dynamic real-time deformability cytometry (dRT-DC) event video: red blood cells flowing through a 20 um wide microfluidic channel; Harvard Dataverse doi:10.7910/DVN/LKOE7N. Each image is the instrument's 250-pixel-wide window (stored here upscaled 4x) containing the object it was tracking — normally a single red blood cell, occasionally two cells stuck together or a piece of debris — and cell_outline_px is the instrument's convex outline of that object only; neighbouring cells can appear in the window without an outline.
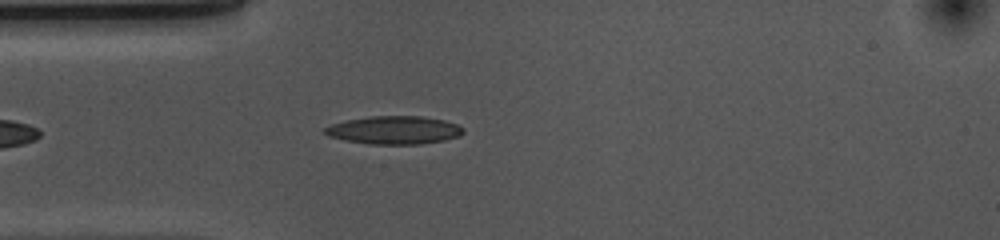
{"species": "common noctule bat (a hibernating species)", "species_latin": "Nyctalus noctula", "temperature_condition": "cold", "stored_images_in_passage": 10, "camera_frame_rate_fps": 3000, "um_per_image_px": 0.085, "animal": {"sex": "female", "body_mass_g": 10.0, "forearm_length_mm": 53.1}, "frame": {"image": 1, "passage_image": 6, "time_ms": 1.667, "image_size_px": [1000, 240], "cell_outline_px": [[464, 132], [460, 136], [444, 140], [420, 144], [368, 144], [344, 140], [328, 136], [324, 132], [324, 128], [332, 124], [344, 120], [368, 116], [424, 116], [444, 120], [456, 124], [464, 128]], "centroid_in_image_um": [33.5, 11.05], "position_along_channel_um": 51.5, "area_um2": 22.83}}
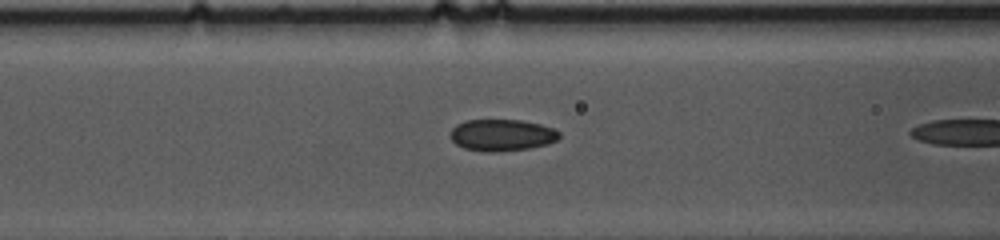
{"frame": {"image": 2, "passage_image": 9, "time_ms": 2.667, "image_size_px": [1000, 240], "cell_outline_px": [[560, 136], [556, 140], [548, 144], [532, 148], [496, 152], [484, 152], [464, 148], [456, 144], [448, 136], [452, 128], [456, 124], [464, 120], [520, 120], [540, 124], [552, 128], [560, 132]], "centroid_in_image_um": [42.63, 11.49], "position_along_channel_um": 124.0, "area_um2": 20.35}}